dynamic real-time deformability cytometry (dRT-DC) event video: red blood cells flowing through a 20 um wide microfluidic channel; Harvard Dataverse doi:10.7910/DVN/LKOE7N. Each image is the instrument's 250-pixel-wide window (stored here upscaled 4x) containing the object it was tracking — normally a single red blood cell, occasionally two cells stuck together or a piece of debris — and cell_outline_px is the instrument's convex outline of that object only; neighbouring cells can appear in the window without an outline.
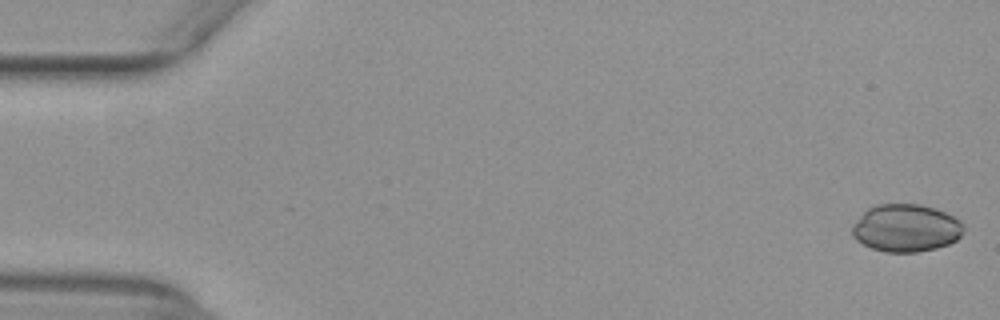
{"species": "common noctule bat (a hibernating species)", "species_latin": "Nyctalus noctula", "temperature_condition": "warm", "stored_images_in_passage": 52, "camera_frame_rate_fps": 3000, "um_per_image_px": 0.085, "animal": {"sex": "female", "body_mass_g": 29.2, "forearm_length_mm": 56.3}, "frame": {"image": 1, "passage_image": 1, "time_ms": 0.0, "image_size_px": [1000, 320], "cell_outline_px": [[964, 232], [956, 240], [948, 244], [936, 248], [916, 252], [884, 252], [872, 248], [856, 240], [852, 236], [852, 224], [868, 208], [876, 204], [920, 204], [936, 208], [960, 220], [964, 228]], "centroid_in_image_um": [77.0, 19.38], "position_along_channel_um": 8.0, "area_um2": 30.98}}
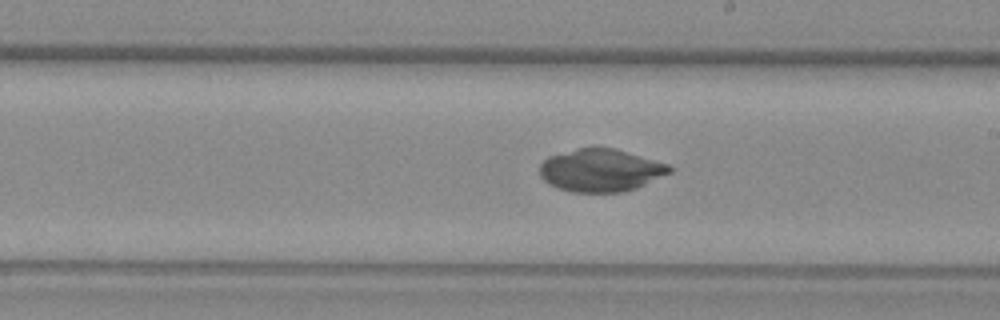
{"frame": {"image": 2, "passage_image": 30, "time_ms": 9.667, "image_size_px": [1000, 320], "cell_outline_px": [[676, 168], [672, 172], [636, 188], [624, 192], [572, 192], [556, 188], [548, 184], [540, 176], [540, 164], [548, 156], [592, 144], [616, 148], [668, 164]], "centroid_in_image_um": [51.06, 14.44], "position_along_channel_um": 237.9, "area_um2": 33.0}}
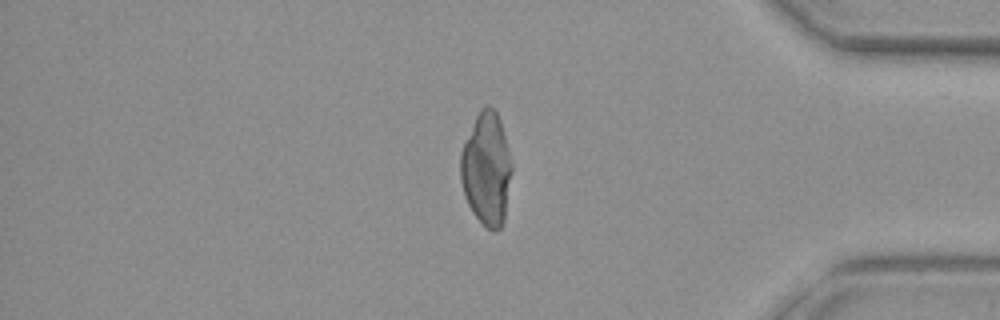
{"frame": {"image": 3, "passage_image": 44, "time_ms": 14.333, "image_size_px": [1000, 320], "cell_outline_px": [[512, 172], [504, 220], [500, 228], [492, 232], [472, 212], [468, 204], [460, 180], [460, 152], [476, 116], [480, 108], [488, 104], [496, 112], [500, 120], [512, 164]], "centroid_in_image_um": [41.35, 14.36], "position_along_channel_um": 393.9, "area_um2": 33.52}}